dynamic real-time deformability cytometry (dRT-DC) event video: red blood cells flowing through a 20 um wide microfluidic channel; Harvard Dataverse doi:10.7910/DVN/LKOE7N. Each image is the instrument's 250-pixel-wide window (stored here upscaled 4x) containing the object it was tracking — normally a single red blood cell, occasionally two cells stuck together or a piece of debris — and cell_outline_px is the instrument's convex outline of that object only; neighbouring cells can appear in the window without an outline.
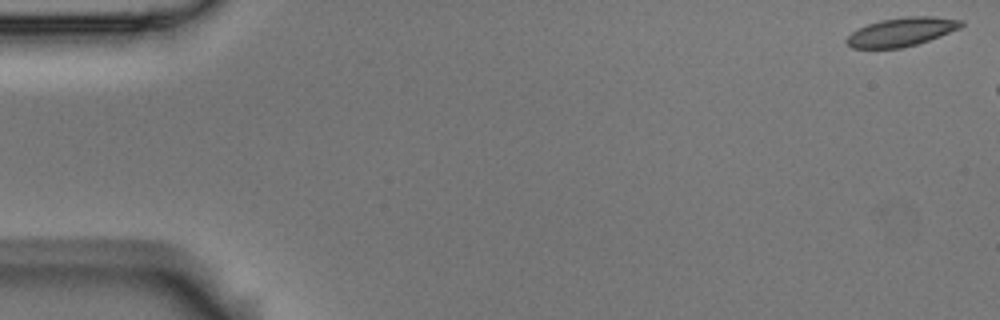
{"species": "Egyptian fruit bat (a non-hibernating species)", "species_latin": "Rousettus aegyptiacus", "temperature_condition": "room temperature", "stored_images_in_passage": 3, "camera_frame_rate_fps": 3000, "um_per_image_px": 0.085, "animal": {"sex": "male"}, "frame": {"image": 1, "passage_image": 1, "time_ms": 0.0, "image_size_px": [1000, 320], "cell_outline_px": [[964, 24], [960, 28], [940, 36], [916, 44], [900, 48], [852, 48], [844, 40], [852, 32], [868, 24], [880, 20], [908, 16], [932, 16], [964, 20]], "centroid_in_image_um": [76.65, 2.7], "position_along_channel_um": 8.4, "area_um2": 19.02}}